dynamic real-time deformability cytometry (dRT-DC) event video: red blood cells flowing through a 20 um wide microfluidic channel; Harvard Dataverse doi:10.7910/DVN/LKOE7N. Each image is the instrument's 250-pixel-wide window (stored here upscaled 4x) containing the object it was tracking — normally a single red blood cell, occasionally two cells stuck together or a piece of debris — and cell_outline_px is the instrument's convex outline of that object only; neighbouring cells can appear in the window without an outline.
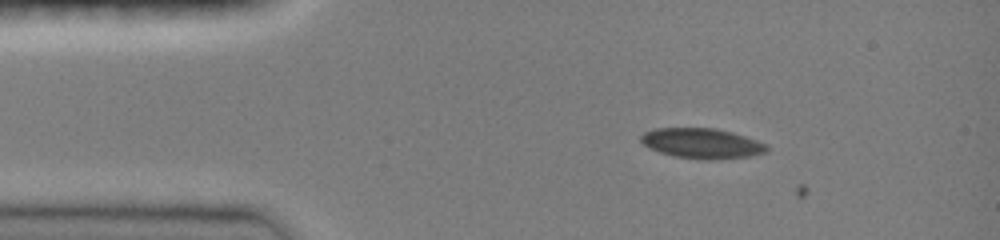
{"species": "common noctule bat (a hibernating species)", "species_latin": "Nyctalus noctula", "temperature_condition": "room temperature", "stored_images_in_passage": 7, "camera_frame_rate_fps": 3000, "um_per_image_px": 0.085, "animal": {"sex": "female", "body_mass_g": 19.0, "forearm_length_mm": 51.5}, "frame": {"image": 1, "passage_image": 6, "time_ms": 2.0, "image_size_px": [1000, 240], "cell_outline_px": [[768, 152], [748, 156], [712, 160], [708, 160], [676, 156], [660, 152], [648, 148], [640, 140], [640, 136], [644, 132], [656, 128], [716, 128], [732, 132], [768, 144]], "centroid_in_image_um": [59.67, 12.18], "position_along_channel_um": 25.3, "area_um2": 22.08}}